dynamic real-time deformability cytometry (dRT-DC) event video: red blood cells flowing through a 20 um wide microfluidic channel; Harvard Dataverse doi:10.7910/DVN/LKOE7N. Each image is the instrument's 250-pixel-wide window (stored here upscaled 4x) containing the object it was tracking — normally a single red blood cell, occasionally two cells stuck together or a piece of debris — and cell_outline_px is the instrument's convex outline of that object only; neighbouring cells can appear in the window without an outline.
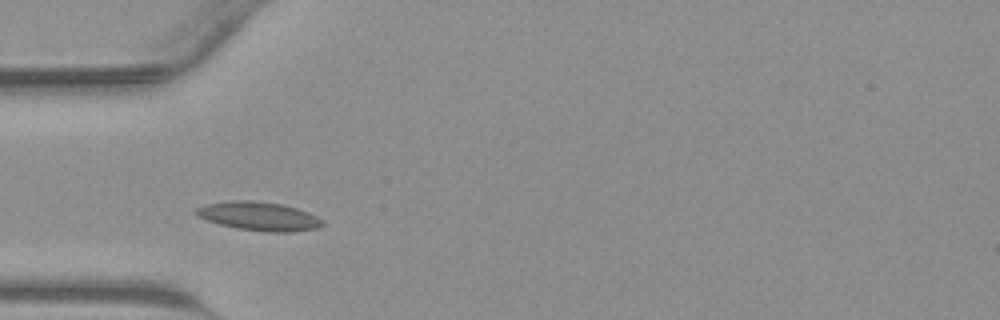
{"species": "common noctule bat (a hibernating species)", "species_latin": "Nyctalus noctula", "temperature_condition": "warm", "stored_images_in_passage": 27, "camera_frame_rate_fps": 3000, "um_per_image_px": 0.085, "animal": {"sex": "male", "body_mass_g": 23.1, "forearm_length_mm": 52.7}, "frame": {"image": 1, "passage_image": 1, "time_ms": 0.0, "image_size_px": [1000, 320], "cell_outline_px": [[324, 224], [316, 228], [292, 232], [268, 232], [236, 228], [220, 224], [208, 220], [200, 216], [196, 212], [196, 208], [204, 204], [228, 200], [252, 200], [280, 204], [296, 208], [308, 212], [324, 220]], "centroid_in_image_um": [22.02, 18.37], "position_along_channel_um": 63.0, "area_um2": 21.04}}
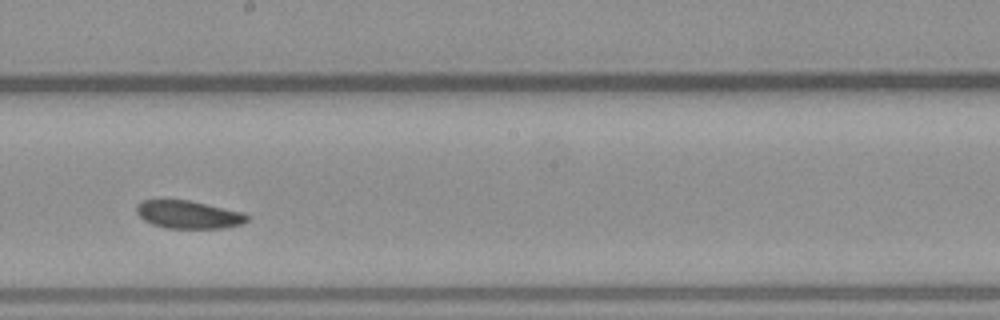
{"frame": {"image": 2, "passage_image": 12, "time_ms": 3.667, "image_size_px": [1000, 320], "cell_outline_px": [[248, 220], [240, 224], [224, 228], [164, 228], [152, 224], [144, 220], [136, 212], [136, 204], [144, 200], [188, 200], [208, 204], [244, 212], [248, 216]], "centroid_in_image_um": [16.01, 18.24], "position_along_channel_um": 232.2, "area_um2": 17.98}}
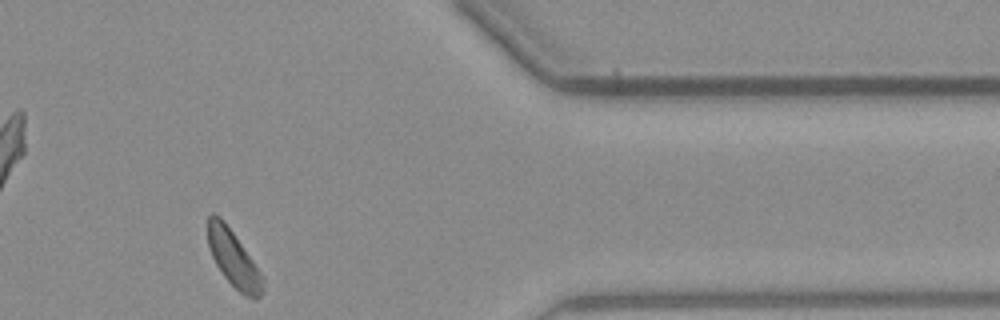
{"frame": {"image": 3, "passage_image": 24, "time_ms": 7.667, "image_size_px": [1000, 320], "cell_outline_px": [[264, 288], [260, 296], [256, 300], [240, 292], [224, 276], [216, 264], [208, 248], [208, 216], [212, 212], [220, 216], [224, 220], [264, 276]], "centroid_in_image_um": [19.86, 21.98], "position_along_channel_um": 391.5, "area_um2": 17.98}}